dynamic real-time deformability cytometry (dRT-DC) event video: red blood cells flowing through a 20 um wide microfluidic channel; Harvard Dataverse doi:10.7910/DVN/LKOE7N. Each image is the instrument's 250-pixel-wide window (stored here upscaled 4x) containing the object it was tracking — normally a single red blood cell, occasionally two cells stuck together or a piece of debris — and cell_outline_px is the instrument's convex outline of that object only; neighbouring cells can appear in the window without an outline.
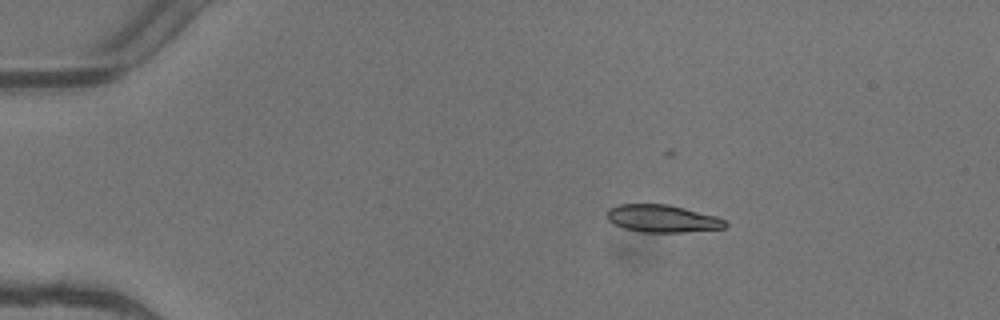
{"species": "common noctule bat (a hibernating species)", "species_latin": "Nyctalus noctula", "temperature_condition": "warm", "stored_images_in_passage": 3, "camera_frame_rate_fps": 3000, "um_per_image_px": 0.085, "animal": {"sex": "female"}, "frame": {"image": 1, "passage_image": 1, "time_ms": 0.0, "image_size_px": [1000, 320], "cell_outline_px": [[728, 224], [724, 228], [684, 232], [640, 232], [624, 228], [612, 224], [604, 216], [604, 212], [608, 208], [616, 204], [668, 204], [716, 216], [724, 220]], "centroid_in_image_um": [56.21, 18.57], "position_along_channel_um": 28.8, "area_um2": 19.19}}